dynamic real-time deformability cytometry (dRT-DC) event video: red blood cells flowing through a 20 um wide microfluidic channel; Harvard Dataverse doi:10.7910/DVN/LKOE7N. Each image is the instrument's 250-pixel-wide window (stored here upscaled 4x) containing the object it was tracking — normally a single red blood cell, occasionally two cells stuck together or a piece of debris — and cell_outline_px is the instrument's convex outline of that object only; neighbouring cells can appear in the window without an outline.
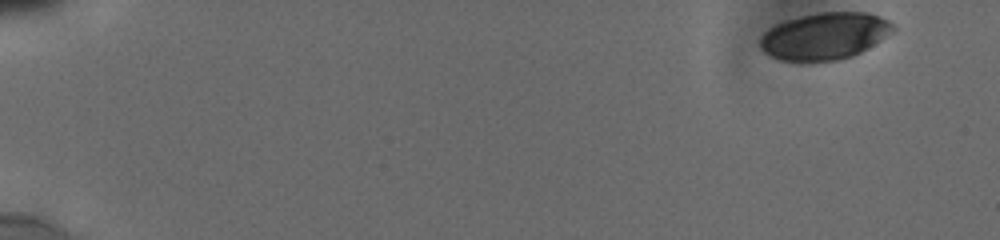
{"species": "human", "species_latin": "Homo sapiens", "temperature_condition": "cold", "stored_images_in_passage": 11, "camera_frame_rate_fps": 3000, "um_per_image_px": 0.085, "donor": {"sex": "male"}, "frame": {"image": 1, "passage_image": 1, "time_ms": 0.0, "image_size_px": [1000, 240], "cell_outline_px": [[896, 28], [892, 32], [880, 40], [860, 52], [852, 56], [840, 60], [780, 60], [764, 52], [760, 48], [760, 36], [768, 28], [784, 20], [800, 16], [820, 12], [868, 12], [880, 16], [888, 20]], "centroid_in_image_um": [70.08, 3.04], "position_along_channel_um": 14.9, "area_um2": 36.18}}
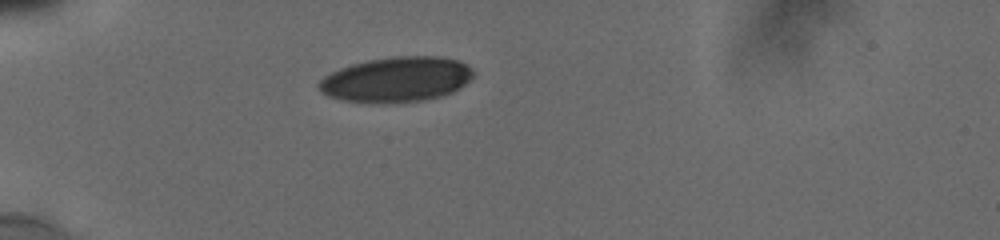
{"frame": {"image": 2, "passage_image": 9, "time_ms": 4.667, "image_size_px": [1000, 240], "cell_outline_px": [[472, 76], [460, 88], [452, 92], [440, 96], [424, 100], [388, 104], [344, 100], [328, 96], [316, 84], [324, 76], [340, 68], [352, 64], [368, 60], [396, 56], [440, 56], [456, 60], [472, 68]], "centroid_in_image_um": [33.69, 6.76], "position_along_channel_um": 51.3, "area_um2": 40.4}}